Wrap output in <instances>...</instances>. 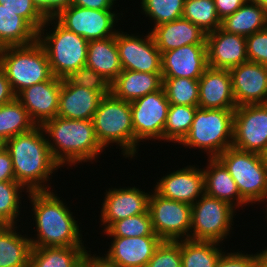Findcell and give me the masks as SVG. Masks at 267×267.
Returning <instances> with one entry per match:
<instances>
[{
  "instance_id": "1",
  "label": "cell",
  "mask_w": 267,
  "mask_h": 267,
  "mask_svg": "<svg viewBox=\"0 0 267 267\" xmlns=\"http://www.w3.org/2000/svg\"><path fill=\"white\" fill-rule=\"evenodd\" d=\"M57 195L53 190L29 191L27 194L35 220L33 227H36L35 235L29 237L32 247L84 246L81 225Z\"/></svg>"
},
{
  "instance_id": "2",
  "label": "cell",
  "mask_w": 267,
  "mask_h": 267,
  "mask_svg": "<svg viewBox=\"0 0 267 267\" xmlns=\"http://www.w3.org/2000/svg\"><path fill=\"white\" fill-rule=\"evenodd\" d=\"M6 150L12 158L16 182L28 191L53 190L49 181L61 166L52 157L42 126L8 139Z\"/></svg>"
},
{
  "instance_id": "3",
  "label": "cell",
  "mask_w": 267,
  "mask_h": 267,
  "mask_svg": "<svg viewBox=\"0 0 267 267\" xmlns=\"http://www.w3.org/2000/svg\"><path fill=\"white\" fill-rule=\"evenodd\" d=\"M42 128L52 157L63 168L66 164L74 168L79 163L92 164L105 152L96 137L92 120L56 116L46 121Z\"/></svg>"
},
{
  "instance_id": "4",
  "label": "cell",
  "mask_w": 267,
  "mask_h": 267,
  "mask_svg": "<svg viewBox=\"0 0 267 267\" xmlns=\"http://www.w3.org/2000/svg\"><path fill=\"white\" fill-rule=\"evenodd\" d=\"M38 41L46 50L54 77L63 79L86 65L89 41L67 30L54 17L46 19L38 32Z\"/></svg>"
},
{
  "instance_id": "5",
  "label": "cell",
  "mask_w": 267,
  "mask_h": 267,
  "mask_svg": "<svg viewBox=\"0 0 267 267\" xmlns=\"http://www.w3.org/2000/svg\"><path fill=\"white\" fill-rule=\"evenodd\" d=\"M100 145L115 144L125 159L134 158V128L130 102L115 97L111 92L102 97L92 118Z\"/></svg>"
},
{
  "instance_id": "6",
  "label": "cell",
  "mask_w": 267,
  "mask_h": 267,
  "mask_svg": "<svg viewBox=\"0 0 267 267\" xmlns=\"http://www.w3.org/2000/svg\"><path fill=\"white\" fill-rule=\"evenodd\" d=\"M234 110L198 107L188 134L178 145L206 152L207 158L218 157L232 146Z\"/></svg>"
},
{
  "instance_id": "7",
  "label": "cell",
  "mask_w": 267,
  "mask_h": 267,
  "mask_svg": "<svg viewBox=\"0 0 267 267\" xmlns=\"http://www.w3.org/2000/svg\"><path fill=\"white\" fill-rule=\"evenodd\" d=\"M0 68L5 72L15 95L54 76L46 50L38 40L29 45L1 48Z\"/></svg>"
},
{
  "instance_id": "8",
  "label": "cell",
  "mask_w": 267,
  "mask_h": 267,
  "mask_svg": "<svg viewBox=\"0 0 267 267\" xmlns=\"http://www.w3.org/2000/svg\"><path fill=\"white\" fill-rule=\"evenodd\" d=\"M237 184L241 198L250 206L267 202V166L261 154L233 146L217 157ZM267 208V204H264Z\"/></svg>"
},
{
  "instance_id": "9",
  "label": "cell",
  "mask_w": 267,
  "mask_h": 267,
  "mask_svg": "<svg viewBox=\"0 0 267 267\" xmlns=\"http://www.w3.org/2000/svg\"><path fill=\"white\" fill-rule=\"evenodd\" d=\"M190 240L222 243L233 234L236 209L205 193L191 206Z\"/></svg>"
},
{
  "instance_id": "10",
  "label": "cell",
  "mask_w": 267,
  "mask_h": 267,
  "mask_svg": "<svg viewBox=\"0 0 267 267\" xmlns=\"http://www.w3.org/2000/svg\"><path fill=\"white\" fill-rule=\"evenodd\" d=\"M169 107L170 103L163 87L130 102L134 128V157L139 154L140 142L163 141Z\"/></svg>"
},
{
  "instance_id": "11",
  "label": "cell",
  "mask_w": 267,
  "mask_h": 267,
  "mask_svg": "<svg viewBox=\"0 0 267 267\" xmlns=\"http://www.w3.org/2000/svg\"><path fill=\"white\" fill-rule=\"evenodd\" d=\"M123 14L125 13L120 14L113 10H93L70 4L61 8L54 18L67 30L91 41L115 36L119 30V28L116 30L115 24L119 22Z\"/></svg>"
},
{
  "instance_id": "12",
  "label": "cell",
  "mask_w": 267,
  "mask_h": 267,
  "mask_svg": "<svg viewBox=\"0 0 267 267\" xmlns=\"http://www.w3.org/2000/svg\"><path fill=\"white\" fill-rule=\"evenodd\" d=\"M148 210L153 230L163 241L190 239L191 205L164 198L153 189Z\"/></svg>"
},
{
  "instance_id": "13",
  "label": "cell",
  "mask_w": 267,
  "mask_h": 267,
  "mask_svg": "<svg viewBox=\"0 0 267 267\" xmlns=\"http://www.w3.org/2000/svg\"><path fill=\"white\" fill-rule=\"evenodd\" d=\"M232 146L263 155L267 150V104L243 105L234 110Z\"/></svg>"
},
{
  "instance_id": "14",
  "label": "cell",
  "mask_w": 267,
  "mask_h": 267,
  "mask_svg": "<svg viewBox=\"0 0 267 267\" xmlns=\"http://www.w3.org/2000/svg\"><path fill=\"white\" fill-rule=\"evenodd\" d=\"M146 36L117 31L115 41L123 70L145 73H162L161 52L147 31Z\"/></svg>"
},
{
  "instance_id": "15",
  "label": "cell",
  "mask_w": 267,
  "mask_h": 267,
  "mask_svg": "<svg viewBox=\"0 0 267 267\" xmlns=\"http://www.w3.org/2000/svg\"><path fill=\"white\" fill-rule=\"evenodd\" d=\"M137 187L109 188L106 190L100 210V226L105 231L113 222L146 213L151 191ZM146 192V193H145Z\"/></svg>"
},
{
  "instance_id": "16",
  "label": "cell",
  "mask_w": 267,
  "mask_h": 267,
  "mask_svg": "<svg viewBox=\"0 0 267 267\" xmlns=\"http://www.w3.org/2000/svg\"><path fill=\"white\" fill-rule=\"evenodd\" d=\"M198 165H187L159 177L153 189L162 197L193 205L205 193L204 173Z\"/></svg>"
},
{
  "instance_id": "17",
  "label": "cell",
  "mask_w": 267,
  "mask_h": 267,
  "mask_svg": "<svg viewBox=\"0 0 267 267\" xmlns=\"http://www.w3.org/2000/svg\"><path fill=\"white\" fill-rule=\"evenodd\" d=\"M238 106L267 104V66L247 61L229 70Z\"/></svg>"
},
{
  "instance_id": "18",
  "label": "cell",
  "mask_w": 267,
  "mask_h": 267,
  "mask_svg": "<svg viewBox=\"0 0 267 267\" xmlns=\"http://www.w3.org/2000/svg\"><path fill=\"white\" fill-rule=\"evenodd\" d=\"M61 78L52 77L50 80L34 84L16 95V99L27 110L36 126H42L46 121L57 116Z\"/></svg>"
},
{
  "instance_id": "19",
  "label": "cell",
  "mask_w": 267,
  "mask_h": 267,
  "mask_svg": "<svg viewBox=\"0 0 267 267\" xmlns=\"http://www.w3.org/2000/svg\"><path fill=\"white\" fill-rule=\"evenodd\" d=\"M208 67L230 70L248 61L246 37L221 28L206 34Z\"/></svg>"
},
{
  "instance_id": "20",
  "label": "cell",
  "mask_w": 267,
  "mask_h": 267,
  "mask_svg": "<svg viewBox=\"0 0 267 267\" xmlns=\"http://www.w3.org/2000/svg\"><path fill=\"white\" fill-rule=\"evenodd\" d=\"M111 239V245L105 251L104 257L118 267H146L163 241L159 236L110 237Z\"/></svg>"
},
{
  "instance_id": "21",
  "label": "cell",
  "mask_w": 267,
  "mask_h": 267,
  "mask_svg": "<svg viewBox=\"0 0 267 267\" xmlns=\"http://www.w3.org/2000/svg\"><path fill=\"white\" fill-rule=\"evenodd\" d=\"M162 77L199 79L208 68L206 45H185L161 53Z\"/></svg>"
},
{
  "instance_id": "22",
  "label": "cell",
  "mask_w": 267,
  "mask_h": 267,
  "mask_svg": "<svg viewBox=\"0 0 267 267\" xmlns=\"http://www.w3.org/2000/svg\"><path fill=\"white\" fill-rule=\"evenodd\" d=\"M199 82L198 107L202 109H236L229 70L208 67Z\"/></svg>"
},
{
  "instance_id": "23",
  "label": "cell",
  "mask_w": 267,
  "mask_h": 267,
  "mask_svg": "<svg viewBox=\"0 0 267 267\" xmlns=\"http://www.w3.org/2000/svg\"><path fill=\"white\" fill-rule=\"evenodd\" d=\"M150 33L161 53L185 45H206V34L183 17L159 24L151 28Z\"/></svg>"
},
{
  "instance_id": "24",
  "label": "cell",
  "mask_w": 267,
  "mask_h": 267,
  "mask_svg": "<svg viewBox=\"0 0 267 267\" xmlns=\"http://www.w3.org/2000/svg\"><path fill=\"white\" fill-rule=\"evenodd\" d=\"M102 95L81 86H71L61 79L57 116L67 119L92 120Z\"/></svg>"
},
{
  "instance_id": "25",
  "label": "cell",
  "mask_w": 267,
  "mask_h": 267,
  "mask_svg": "<svg viewBox=\"0 0 267 267\" xmlns=\"http://www.w3.org/2000/svg\"><path fill=\"white\" fill-rule=\"evenodd\" d=\"M204 173L205 194L225 201L236 210L248 205L240 196L237 184L224 164L217 158H208ZM238 208V209H237Z\"/></svg>"
},
{
  "instance_id": "26",
  "label": "cell",
  "mask_w": 267,
  "mask_h": 267,
  "mask_svg": "<svg viewBox=\"0 0 267 267\" xmlns=\"http://www.w3.org/2000/svg\"><path fill=\"white\" fill-rule=\"evenodd\" d=\"M163 87L162 73L122 70L110 84V92L117 98L132 102Z\"/></svg>"
},
{
  "instance_id": "27",
  "label": "cell",
  "mask_w": 267,
  "mask_h": 267,
  "mask_svg": "<svg viewBox=\"0 0 267 267\" xmlns=\"http://www.w3.org/2000/svg\"><path fill=\"white\" fill-rule=\"evenodd\" d=\"M18 230L17 225H0V267H29L32 244Z\"/></svg>"
},
{
  "instance_id": "28",
  "label": "cell",
  "mask_w": 267,
  "mask_h": 267,
  "mask_svg": "<svg viewBox=\"0 0 267 267\" xmlns=\"http://www.w3.org/2000/svg\"><path fill=\"white\" fill-rule=\"evenodd\" d=\"M86 66L100 73L109 84L118 77L123 69L115 36L89 41Z\"/></svg>"
},
{
  "instance_id": "29",
  "label": "cell",
  "mask_w": 267,
  "mask_h": 267,
  "mask_svg": "<svg viewBox=\"0 0 267 267\" xmlns=\"http://www.w3.org/2000/svg\"><path fill=\"white\" fill-rule=\"evenodd\" d=\"M222 30L244 37L267 28V11L250 0L221 21Z\"/></svg>"
},
{
  "instance_id": "30",
  "label": "cell",
  "mask_w": 267,
  "mask_h": 267,
  "mask_svg": "<svg viewBox=\"0 0 267 267\" xmlns=\"http://www.w3.org/2000/svg\"><path fill=\"white\" fill-rule=\"evenodd\" d=\"M38 40V32L22 17L0 4V49L24 46Z\"/></svg>"
},
{
  "instance_id": "31",
  "label": "cell",
  "mask_w": 267,
  "mask_h": 267,
  "mask_svg": "<svg viewBox=\"0 0 267 267\" xmlns=\"http://www.w3.org/2000/svg\"><path fill=\"white\" fill-rule=\"evenodd\" d=\"M85 246L32 247L29 267H75L89 250Z\"/></svg>"
},
{
  "instance_id": "32",
  "label": "cell",
  "mask_w": 267,
  "mask_h": 267,
  "mask_svg": "<svg viewBox=\"0 0 267 267\" xmlns=\"http://www.w3.org/2000/svg\"><path fill=\"white\" fill-rule=\"evenodd\" d=\"M177 242L181 246L182 267H215L224 252V247L218 242L190 239Z\"/></svg>"
},
{
  "instance_id": "33",
  "label": "cell",
  "mask_w": 267,
  "mask_h": 267,
  "mask_svg": "<svg viewBox=\"0 0 267 267\" xmlns=\"http://www.w3.org/2000/svg\"><path fill=\"white\" fill-rule=\"evenodd\" d=\"M35 127L36 124L31 120L27 110L16 98L0 106V137L5 141Z\"/></svg>"
},
{
  "instance_id": "34",
  "label": "cell",
  "mask_w": 267,
  "mask_h": 267,
  "mask_svg": "<svg viewBox=\"0 0 267 267\" xmlns=\"http://www.w3.org/2000/svg\"><path fill=\"white\" fill-rule=\"evenodd\" d=\"M29 191L16 181L0 182V225H18L22 197ZM23 195V196H22Z\"/></svg>"
},
{
  "instance_id": "35",
  "label": "cell",
  "mask_w": 267,
  "mask_h": 267,
  "mask_svg": "<svg viewBox=\"0 0 267 267\" xmlns=\"http://www.w3.org/2000/svg\"><path fill=\"white\" fill-rule=\"evenodd\" d=\"M198 106L170 104L163 141L179 144L188 134Z\"/></svg>"
},
{
  "instance_id": "36",
  "label": "cell",
  "mask_w": 267,
  "mask_h": 267,
  "mask_svg": "<svg viewBox=\"0 0 267 267\" xmlns=\"http://www.w3.org/2000/svg\"><path fill=\"white\" fill-rule=\"evenodd\" d=\"M182 17L198 26L205 34L221 27L214 0H185Z\"/></svg>"
},
{
  "instance_id": "37",
  "label": "cell",
  "mask_w": 267,
  "mask_h": 267,
  "mask_svg": "<svg viewBox=\"0 0 267 267\" xmlns=\"http://www.w3.org/2000/svg\"><path fill=\"white\" fill-rule=\"evenodd\" d=\"M163 89L170 104L198 106V79L186 77L163 78Z\"/></svg>"
},
{
  "instance_id": "38",
  "label": "cell",
  "mask_w": 267,
  "mask_h": 267,
  "mask_svg": "<svg viewBox=\"0 0 267 267\" xmlns=\"http://www.w3.org/2000/svg\"><path fill=\"white\" fill-rule=\"evenodd\" d=\"M104 232L108 237L157 236L153 230L149 210L146 213L113 222Z\"/></svg>"
},
{
  "instance_id": "39",
  "label": "cell",
  "mask_w": 267,
  "mask_h": 267,
  "mask_svg": "<svg viewBox=\"0 0 267 267\" xmlns=\"http://www.w3.org/2000/svg\"><path fill=\"white\" fill-rule=\"evenodd\" d=\"M185 0H140L142 15L145 14L153 27L181 18Z\"/></svg>"
},
{
  "instance_id": "40",
  "label": "cell",
  "mask_w": 267,
  "mask_h": 267,
  "mask_svg": "<svg viewBox=\"0 0 267 267\" xmlns=\"http://www.w3.org/2000/svg\"><path fill=\"white\" fill-rule=\"evenodd\" d=\"M63 79L71 86H81L99 92L102 96L110 93L109 82L100 73L86 65L70 72Z\"/></svg>"
},
{
  "instance_id": "41",
  "label": "cell",
  "mask_w": 267,
  "mask_h": 267,
  "mask_svg": "<svg viewBox=\"0 0 267 267\" xmlns=\"http://www.w3.org/2000/svg\"><path fill=\"white\" fill-rule=\"evenodd\" d=\"M3 7L24 18L37 32L47 17L36 7L33 0H0Z\"/></svg>"
},
{
  "instance_id": "42",
  "label": "cell",
  "mask_w": 267,
  "mask_h": 267,
  "mask_svg": "<svg viewBox=\"0 0 267 267\" xmlns=\"http://www.w3.org/2000/svg\"><path fill=\"white\" fill-rule=\"evenodd\" d=\"M146 267H182L180 244L177 241H162Z\"/></svg>"
},
{
  "instance_id": "43",
  "label": "cell",
  "mask_w": 267,
  "mask_h": 267,
  "mask_svg": "<svg viewBox=\"0 0 267 267\" xmlns=\"http://www.w3.org/2000/svg\"><path fill=\"white\" fill-rule=\"evenodd\" d=\"M248 61L267 66V28L246 37Z\"/></svg>"
},
{
  "instance_id": "44",
  "label": "cell",
  "mask_w": 267,
  "mask_h": 267,
  "mask_svg": "<svg viewBox=\"0 0 267 267\" xmlns=\"http://www.w3.org/2000/svg\"><path fill=\"white\" fill-rule=\"evenodd\" d=\"M220 256L216 262L215 267H260V250L259 252L245 253V251H230Z\"/></svg>"
},
{
  "instance_id": "45",
  "label": "cell",
  "mask_w": 267,
  "mask_h": 267,
  "mask_svg": "<svg viewBox=\"0 0 267 267\" xmlns=\"http://www.w3.org/2000/svg\"><path fill=\"white\" fill-rule=\"evenodd\" d=\"M33 2L47 18L54 17L61 8L70 5V0H33Z\"/></svg>"
},
{
  "instance_id": "46",
  "label": "cell",
  "mask_w": 267,
  "mask_h": 267,
  "mask_svg": "<svg viewBox=\"0 0 267 267\" xmlns=\"http://www.w3.org/2000/svg\"><path fill=\"white\" fill-rule=\"evenodd\" d=\"M248 0H214L218 17L222 21L236 12Z\"/></svg>"
},
{
  "instance_id": "47",
  "label": "cell",
  "mask_w": 267,
  "mask_h": 267,
  "mask_svg": "<svg viewBox=\"0 0 267 267\" xmlns=\"http://www.w3.org/2000/svg\"><path fill=\"white\" fill-rule=\"evenodd\" d=\"M2 181H15L12 158L6 149L0 153V182Z\"/></svg>"
},
{
  "instance_id": "48",
  "label": "cell",
  "mask_w": 267,
  "mask_h": 267,
  "mask_svg": "<svg viewBox=\"0 0 267 267\" xmlns=\"http://www.w3.org/2000/svg\"><path fill=\"white\" fill-rule=\"evenodd\" d=\"M116 0H70L71 5H76L93 10H114Z\"/></svg>"
},
{
  "instance_id": "49",
  "label": "cell",
  "mask_w": 267,
  "mask_h": 267,
  "mask_svg": "<svg viewBox=\"0 0 267 267\" xmlns=\"http://www.w3.org/2000/svg\"><path fill=\"white\" fill-rule=\"evenodd\" d=\"M16 98L5 72L0 68V106Z\"/></svg>"
},
{
  "instance_id": "50",
  "label": "cell",
  "mask_w": 267,
  "mask_h": 267,
  "mask_svg": "<svg viewBox=\"0 0 267 267\" xmlns=\"http://www.w3.org/2000/svg\"><path fill=\"white\" fill-rule=\"evenodd\" d=\"M90 267H118L113 263H110L104 256L97 254H91L90 252Z\"/></svg>"
},
{
  "instance_id": "51",
  "label": "cell",
  "mask_w": 267,
  "mask_h": 267,
  "mask_svg": "<svg viewBox=\"0 0 267 267\" xmlns=\"http://www.w3.org/2000/svg\"><path fill=\"white\" fill-rule=\"evenodd\" d=\"M90 251L87 252L85 257L75 267H90Z\"/></svg>"
},
{
  "instance_id": "52",
  "label": "cell",
  "mask_w": 267,
  "mask_h": 267,
  "mask_svg": "<svg viewBox=\"0 0 267 267\" xmlns=\"http://www.w3.org/2000/svg\"><path fill=\"white\" fill-rule=\"evenodd\" d=\"M260 267H267V247L260 251Z\"/></svg>"
},
{
  "instance_id": "53",
  "label": "cell",
  "mask_w": 267,
  "mask_h": 267,
  "mask_svg": "<svg viewBox=\"0 0 267 267\" xmlns=\"http://www.w3.org/2000/svg\"><path fill=\"white\" fill-rule=\"evenodd\" d=\"M253 3H256L260 7H262L264 10L267 11V0H250Z\"/></svg>"
},
{
  "instance_id": "54",
  "label": "cell",
  "mask_w": 267,
  "mask_h": 267,
  "mask_svg": "<svg viewBox=\"0 0 267 267\" xmlns=\"http://www.w3.org/2000/svg\"><path fill=\"white\" fill-rule=\"evenodd\" d=\"M6 149V141L0 137V153Z\"/></svg>"
},
{
  "instance_id": "55",
  "label": "cell",
  "mask_w": 267,
  "mask_h": 267,
  "mask_svg": "<svg viewBox=\"0 0 267 267\" xmlns=\"http://www.w3.org/2000/svg\"><path fill=\"white\" fill-rule=\"evenodd\" d=\"M263 157H264L265 164H266V166H267V150H266V152L263 154Z\"/></svg>"
},
{
  "instance_id": "56",
  "label": "cell",
  "mask_w": 267,
  "mask_h": 267,
  "mask_svg": "<svg viewBox=\"0 0 267 267\" xmlns=\"http://www.w3.org/2000/svg\"><path fill=\"white\" fill-rule=\"evenodd\" d=\"M265 213H266V216H265V218L267 219V208H266V211H265ZM267 221V220H266Z\"/></svg>"
}]
</instances>
